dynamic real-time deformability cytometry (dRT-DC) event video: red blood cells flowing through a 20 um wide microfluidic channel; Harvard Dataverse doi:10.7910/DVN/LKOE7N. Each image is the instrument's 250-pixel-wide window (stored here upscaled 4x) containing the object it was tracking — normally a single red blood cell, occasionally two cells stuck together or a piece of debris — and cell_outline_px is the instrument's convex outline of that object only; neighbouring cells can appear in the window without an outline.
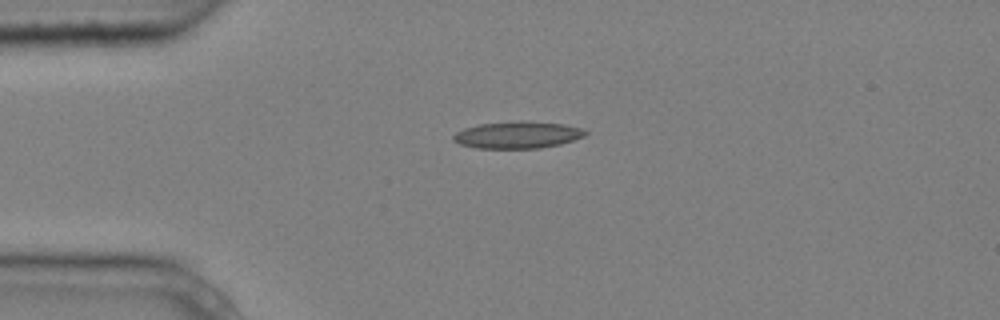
{"species": "common noctule bat (a hibernating species)", "species_latin": "Nyctalus noctula", "temperature_condition": "cold", "stored_images_in_passage": 4, "camera_frame_rate_fps": 3000, "um_per_image_px": 0.085, "animal": {"sex": "male", "body_mass_g": 20.4}, "frame": {"image": 1, "passage_image": 1, "time_ms": 0.0, "image_size_px": [1000, 320], "cell_outline_px": [[588, 132], [584, 136], [560, 144], [540, 148], [476, 148], [460, 144], [452, 140], [452, 136], [456, 132], [464, 128], [480, 124], [520, 120], [564, 124], [580, 128]], "centroid_in_image_um": [43.96, 11.46], "position_along_channel_um": 41.0, "area_um2": 20.69}}
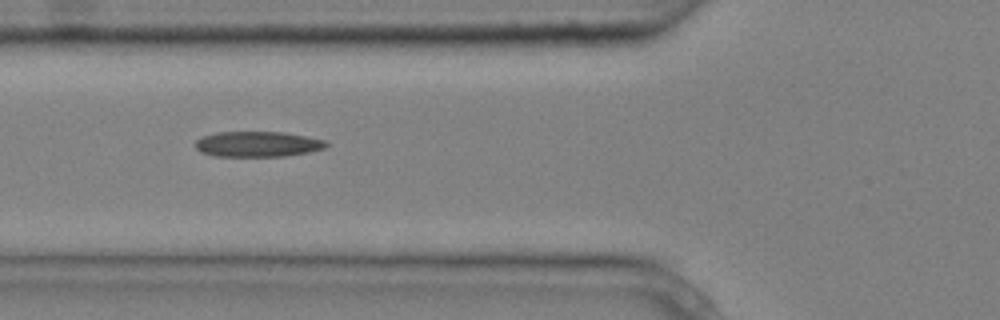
{"frame": {"image": 2, "passage_image": 3, "time_ms": 0.667, "image_size_px": [1000, 320], "cell_outline_px": [[328, 144], [324, 148], [308, 152], [284, 156], [212, 156], [200, 152], [196, 148], [196, 140], [204, 136], [216, 132], [284, 132], [324, 140]], "centroid_in_image_um": [21.86, 12.25], "position_along_channel_um": 103.9, "area_um2": 19.25}}